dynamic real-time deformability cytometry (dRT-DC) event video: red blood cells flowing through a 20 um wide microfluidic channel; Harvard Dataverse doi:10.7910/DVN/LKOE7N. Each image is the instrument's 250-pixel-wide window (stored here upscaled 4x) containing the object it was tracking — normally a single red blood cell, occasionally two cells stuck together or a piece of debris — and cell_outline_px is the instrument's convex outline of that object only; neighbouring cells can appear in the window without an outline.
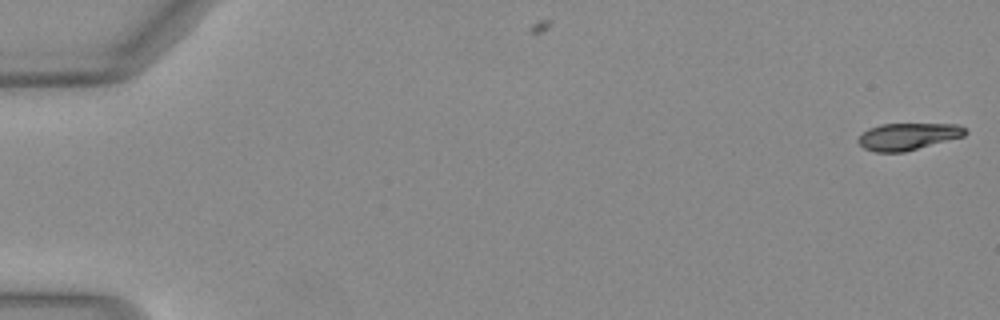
{"species": "Egyptian fruit bat (a non-hibernating species)", "species_latin": "Rousettus aegyptiacus", "temperature_condition": "warm", "stored_images_in_passage": 51, "camera_frame_rate_fps": 3000, "um_per_image_px": 0.085, "animal": {"sex": "female"}, "frame": {"image": 1, "passage_image": 1, "time_ms": 0.0, "image_size_px": [1000, 320], "cell_outline_px": [[968, 132], [964, 136], [904, 152], [876, 152], [864, 148], [856, 140], [868, 128], [880, 124], [956, 124], [964, 128]], "centroid_in_image_um": [77.16, 11.6], "position_along_channel_um": 7.8, "area_um2": 16.7}}
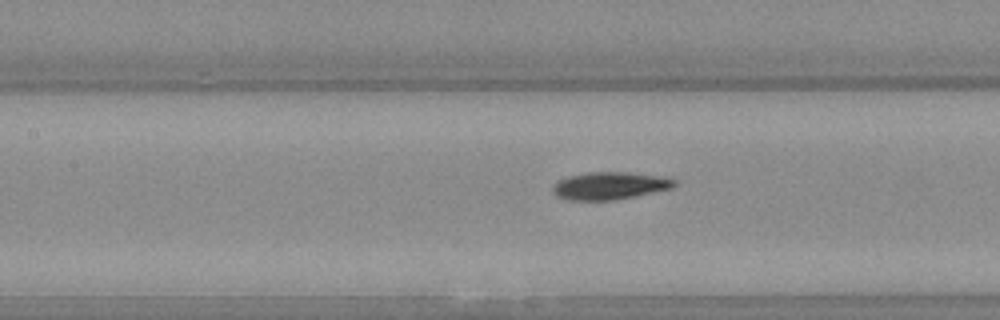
{"frame": {"image": 2, "passage_image": 24, "time_ms": 7.667, "image_size_px": [1000, 320], "cell_outline_px": [[676, 184], [672, 188], [616, 200], [568, 200], [556, 196], [552, 192], [552, 188], [556, 180], [568, 176], [588, 172], [628, 172], [656, 176], [676, 180]], "centroid_in_image_um": [51.76, 15.79], "position_along_channel_um": 155.6, "area_um2": 19.48}}
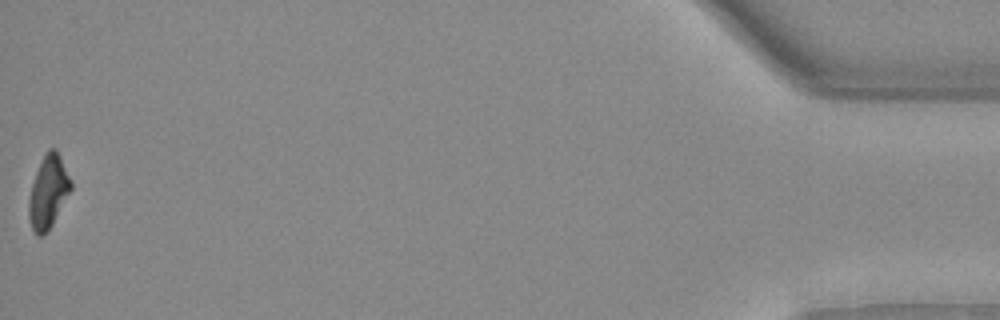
{"frame": {"image": 3, "passage_image": 51, "time_ms": 16.667, "image_size_px": [1000, 320], "cell_outline_px": [[72, 188], [52, 224], [40, 236], [36, 236], [32, 228], [28, 216], [28, 200], [32, 184], [36, 172], [48, 148], [56, 148], [72, 180]], "centroid_in_image_um": [4.1, 16.29], "position_along_channel_um": 431.1, "area_um2": 17.57}, "authors_computed_cell_mechanics": {"area_um2": 18.496, "velocity_mm_per_s": 4.1044, "shape_relaxation_time_tau1_ms": 5.2141, "shape_relaxation_time_tau2_ms": 3.461, "deformation_change_tau1": 0.1992, "deformation_change_tau2": 0.0872}}